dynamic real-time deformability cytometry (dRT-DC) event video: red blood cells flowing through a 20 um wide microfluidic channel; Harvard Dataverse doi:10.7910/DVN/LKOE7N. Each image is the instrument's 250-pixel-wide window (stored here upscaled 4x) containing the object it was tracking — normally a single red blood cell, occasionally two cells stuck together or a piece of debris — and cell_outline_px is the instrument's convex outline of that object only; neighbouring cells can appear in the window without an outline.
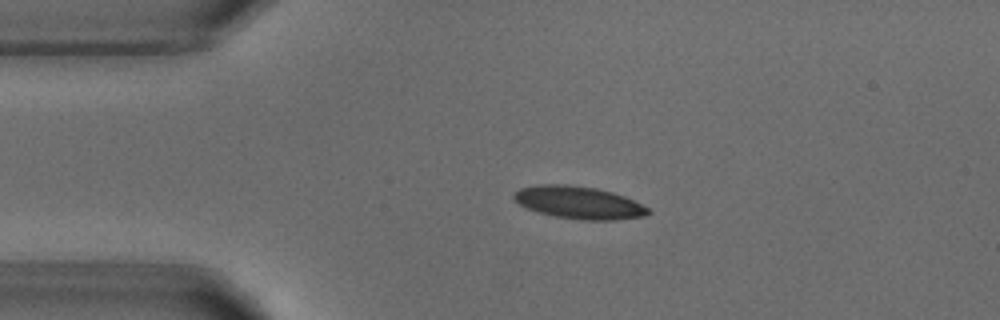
{"species": "common noctule bat (a hibernating species)", "species_latin": "Nyctalus noctula", "temperature_condition": "warm", "stored_images_in_passage": 3, "camera_frame_rate_fps": 3000, "um_per_image_px": 0.085, "animal": {"sex": "male", "body_mass_g": 18.8}, "frame": {"image": 1, "passage_image": 2, "time_ms": 1.333, "image_size_px": [1000, 320], "cell_outline_px": [[652, 212], [644, 216], [612, 220], [580, 220], [556, 216], [540, 212], [528, 208], [512, 200], [512, 192], [520, 188], [536, 184], [568, 184], [596, 188], [612, 192], [624, 196], [648, 208]], "centroid_in_image_um": [49.15, 17.2], "position_along_channel_um": 35.8, "area_um2": 25.43}}